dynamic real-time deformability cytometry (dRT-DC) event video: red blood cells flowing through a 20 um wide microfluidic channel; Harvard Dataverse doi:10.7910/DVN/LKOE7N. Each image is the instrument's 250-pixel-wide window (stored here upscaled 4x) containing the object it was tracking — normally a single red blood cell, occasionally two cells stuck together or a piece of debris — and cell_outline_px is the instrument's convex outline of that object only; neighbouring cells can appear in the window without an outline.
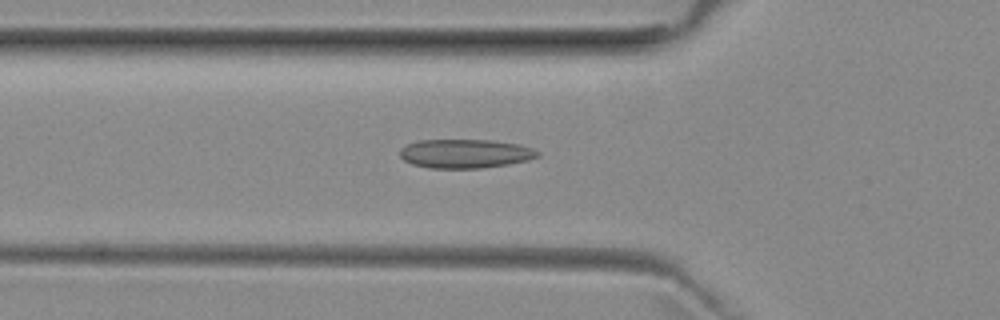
{"species": "common noctule bat (a hibernating species)", "species_latin": "Nyctalus noctula", "temperature_condition": "room temperature", "stored_images_in_passage": 51, "camera_frame_rate_fps": 3000, "um_per_image_px": 0.085, "animal": {"sex": "female", "body_mass_g": 29.2, "forearm_length_mm": 56.3}, "frame": {"image": 1, "passage_image": 17, "time_ms": 5.333, "image_size_px": [1000, 320], "cell_outline_px": [[540, 156], [528, 160], [508, 164], [480, 168], [428, 168], [412, 164], [404, 160], [400, 156], [400, 148], [416, 140], [492, 140], [520, 144], [532, 148], [540, 152]], "centroid_in_image_um": [39.55, 13.05], "position_along_channel_um": 86.3, "area_um2": 23.35}}
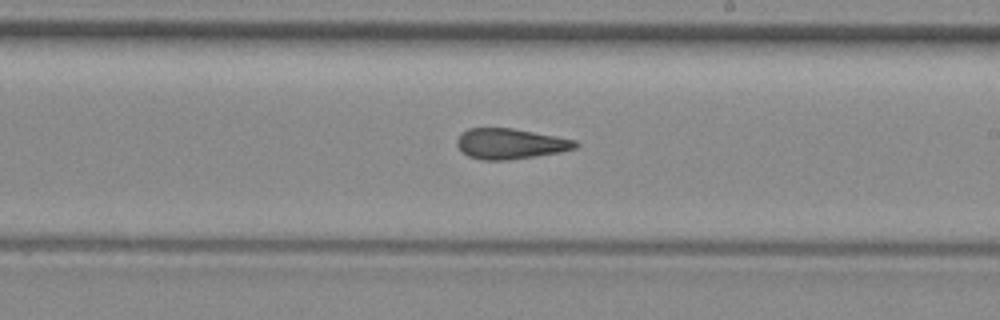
{"frame": {"image": 2, "passage_image": 29, "time_ms": 9.333, "image_size_px": [1000, 320], "cell_outline_px": [[580, 144], [576, 148], [560, 152], [536, 156], [508, 160], [480, 160], [468, 156], [456, 144], [456, 140], [460, 132], [468, 128], [512, 128], [556, 136], [576, 140]], "centroid_in_image_um": [43.37, 12.21], "position_along_channel_um": 245.6, "area_um2": 21.15}}
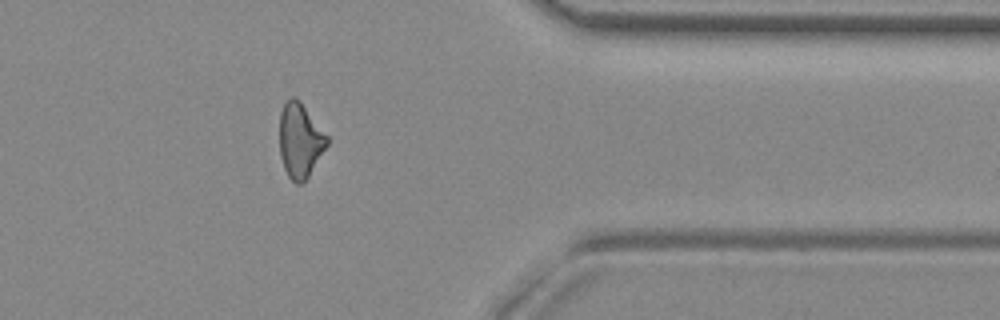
{"frame": {"image": 3, "passage_image": 41, "time_ms": 13.333, "image_size_px": [1000, 320], "cell_outline_px": [[328, 144], [308, 176], [300, 184], [296, 184], [288, 176], [284, 168], [280, 156], [280, 112], [284, 104], [292, 96], [296, 96], [300, 100], [328, 136]], "centroid_in_image_um": [25.5, 11.91], "position_along_channel_um": 385.9, "area_um2": 20.52}, "authors_computed_cell_mechanics": {"area_um2": 21.5594, "velocity_mm_per_s": 3.9766, "shape_relaxation_time_tau1_ms": null, "shape_relaxation_time_tau2_ms": 2.9955, "deformation_change_tau1": null, "deformation_change_tau2": 0.12}}